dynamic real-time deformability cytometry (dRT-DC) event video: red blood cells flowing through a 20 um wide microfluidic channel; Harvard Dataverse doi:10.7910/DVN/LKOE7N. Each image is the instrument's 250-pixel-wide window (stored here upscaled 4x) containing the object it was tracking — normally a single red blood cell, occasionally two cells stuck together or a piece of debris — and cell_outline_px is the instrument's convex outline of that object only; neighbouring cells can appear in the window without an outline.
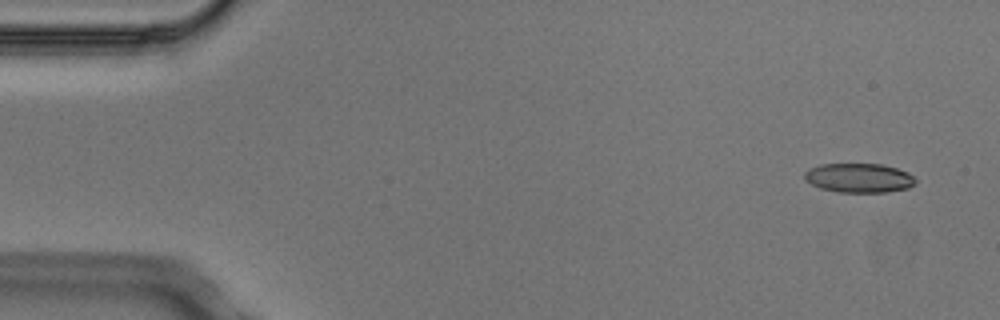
{"species": "Egyptian fruit bat (a non-hibernating species)", "species_latin": "Rousettus aegyptiacus", "temperature_condition": "cold", "stored_images_in_passage": 5, "camera_frame_rate_fps": 3000, "um_per_image_px": 0.085, "animal": {"sex": "male"}, "frame": {"image": 1, "passage_image": 1, "time_ms": 0.0, "image_size_px": [1000, 320], "cell_outline_px": [[916, 184], [908, 188], [884, 192], [840, 192], [820, 188], [804, 180], [804, 172], [808, 168], [820, 164], [880, 164], [896, 168], [908, 172], [916, 180]], "centroid_in_image_um": [72.99, 15.12], "position_along_channel_um": 12.0, "area_um2": 18.96}}
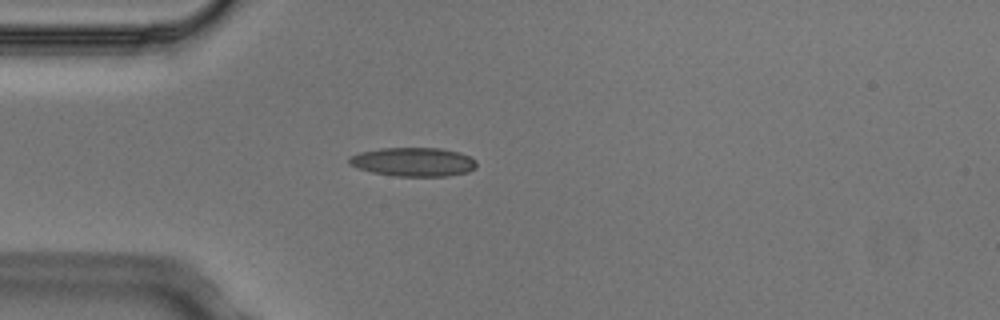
{"frame": {"image": 2, "passage_image": 4, "time_ms": 1.0, "image_size_px": [1000, 320], "cell_outline_px": [[476, 168], [468, 172], [448, 176], [396, 176], [372, 172], [356, 168], [348, 164], [348, 156], [360, 152], [380, 148], [440, 148], [460, 152], [476, 160]], "centroid_in_image_um": [35.11, 13.76], "position_along_channel_um": 49.9, "area_um2": 21.62}}